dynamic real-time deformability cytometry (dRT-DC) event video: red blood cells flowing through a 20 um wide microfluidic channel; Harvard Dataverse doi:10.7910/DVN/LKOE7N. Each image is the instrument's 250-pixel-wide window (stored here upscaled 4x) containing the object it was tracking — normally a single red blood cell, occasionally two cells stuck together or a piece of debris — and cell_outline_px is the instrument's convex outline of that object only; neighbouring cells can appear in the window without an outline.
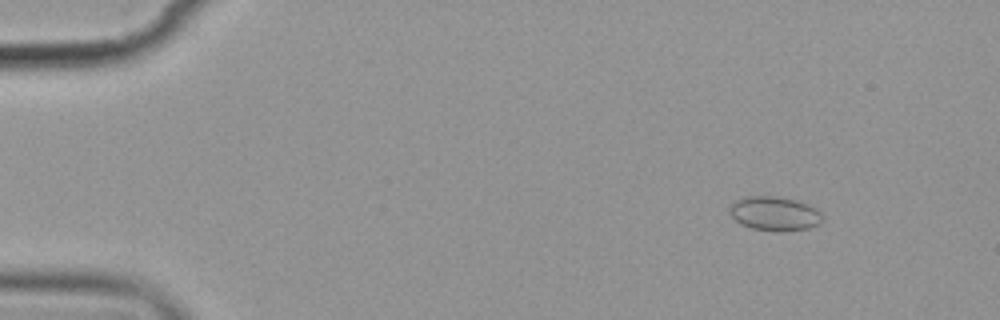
{"species": "common noctule bat (a hibernating species)", "species_latin": "Nyctalus noctula", "temperature_condition": "cold", "stored_images_in_passage": 5, "camera_frame_rate_fps": 3000, "um_per_image_px": 0.085, "animal": {"sex": "female", "body_mass_g": 19.9}, "frame": {"image": 1, "passage_image": 2, "time_ms": 1.0, "image_size_px": [1000, 320], "cell_outline_px": [[824, 220], [820, 224], [808, 228], [752, 228], [740, 224], [728, 212], [728, 208], [736, 200], [744, 196], [780, 196], [800, 200], [816, 208], [820, 212]], "centroid_in_image_um": [65.84, 18.08], "position_along_channel_um": 19.2, "area_um2": 18.03}}